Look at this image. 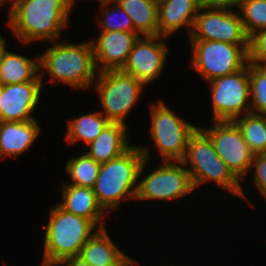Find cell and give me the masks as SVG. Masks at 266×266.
<instances>
[{
	"label": "cell",
	"instance_id": "obj_17",
	"mask_svg": "<svg viewBox=\"0 0 266 266\" xmlns=\"http://www.w3.org/2000/svg\"><path fill=\"white\" fill-rule=\"evenodd\" d=\"M78 256L90 266H132L138 263L123 253L111 241L105 228L97 229L94 232Z\"/></svg>",
	"mask_w": 266,
	"mask_h": 266
},
{
	"label": "cell",
	"instance_id": "obj_25",
	"mask_svg": "<svg viewBox=\"0 0 266 266\" xmlns=\"http://www.w3.org/2000/svg\"><path fill=\"white\" fill-rule=\"evenodd\" d=\"M100 163H97L93 158L89 157L86 153L79 155V157H72L66 163V171L72 182L67 184L94 188Z\"/></svg>",
	"mask_w": 266,
	"mask_h": 266
},
{
	"label": "cell",
	"instance_id": "obj_5",
	"mask_svg": "<svg viewBox=\"0 0 266 266\" xmlns=\"http://www.w3.org/2000/svg\"><path fill=\"white\" fill-rule=\"evenodd\" d=\"M96 227L89 219L76 216L59 205L50 210L46 226L43 261L59 263L78 256Z\"/></svg>",
	"mask_w": 266,
	"mask_h": 266
},
{
	"label": "cell",
	"instance_id": "obj_28",
	"mask_svg": "<svg viewBox=\"0 0 266 266\" xmlns=\"http://www.w3.org/2000/svg\"><path fill=\"white\" fill-rule=\"evenodd\" d=\"M100 1V7L104 8L110 4L116 5L115 8H111L112 10L104 12L102 15L105 16L103 21L100 22L102 28L101 31H128L132 33H138L135 28L134 24L132 22V19L130 16L124 11V9L118 5L115 4V1L112 0H99ZM117 14L120 15V21L114 20ZM116 15V16H115ZM112 16V17H111ZM115 16V17H114Z\"/></svg>",
	"mask_w": 266,
	"mask_h": 266
},
{
	"label": "cell",
	"instance_id": "obj_19",
	"mask_svg": "<svg viewBox=\"0 0 266 266\" xmlns=\"http://www.w3.org/2000/svg\"><path fill=\"white\" fill-rule=\"evenodd\" d=\"M63 203L58 204L62 209L89 219L97 229L104 228V210L99 205L92 188L64 183L62 188ZM99 222V224H97Z\"/></svg>",
	"mask_w": 266,
	"mask_h": 266
},
{
	"label": "cell",
	"instance_id": "obj_14",
	"mask_svg": "<svg viewBox=\"0 0 266 266\" xmlns=\"http://www.w3.org/2000/svg\"><path fill=\"white\" fill-rule=\"evenodd\" d=\"M42 74L34 81L2 85L0 121H31L42 89Z\"/></svg>",
	"mask_w": 266,
	"mask_h": 266
},
{
	"label": "cell",
	"instance_id": "obj_20",
	"mask_svg": "<svg viewBox=\"0 0 266 266\" xmlns=\"http://www.w3.org/2000/svg\"><path fill=\"white\" fill-rule=\"evenodd\" d=\"M127 129L128 126L124 124L110 122L98 137L88 144L90 149L86 154L100 164L121 156L133 146L127 141Z\"/></svg>",
	"mask_w": 266,
	"mask_h": 266
},
{
	"label": "cell",
	"instance_id": "obj_1",
	"mask_svg": "<svg viewBox=\"0 0 266 266\" xmlns=\"http://www.w3.org/2000/svg\"><path fill=\"white\" fill-rule=\"evenodd\" d=\"M75 0H22L9 9L6 24L24 43L59 38Z\"/></svg>",
	"mask_w": 266,
	"mask_h": 266
},
{
	"label": "cell",
	"instance_id": "obj_16",
	"mask_svg": "<svg viewBox=\"0 0 266 266\" xmlns=\"http://www.w3.org/2000/svg\"><path fill=\"white\" fill-rule=\"evenodd\" d=\"M200 7L199 0H158L159 35L168 37L186 26L191 36Z\"/></svg>",
	"mask_w": 266,
	"mask_h": 266
},
{
	"label": "cell",
	"instance_id": "obj_3",
	"mask_svg": "<svg viewBox=\"0 0 266 266\" xmlns=\"http://www.w3.org/2000/svg\"><path fill=\"white\" fill-rule=\"evenodd\" d=\"M39 67L40 72L41 67L49 72L50 81H62L75 89L90 88L98 75L91 41L80 44L55 41L39 55Z\"/></svg>",
	"mask_w": 266,
	"mask_h": 266
},
{
	"label": "cell",
	"instance_id": "obj_8",
	"mask_svg": "<svg viewBox=\"0 0 266 266\" xmlns=\"http://www.w3.org/2000/svg\"><path fill=\"white\" fill-rule=\"evenodd\" d=\"M151 135L163 161L181 162L188 140L198 127L174 114L162 100L151 105Z\"/></svg>",
	"mask_w": 266,
	"mask_h": 266
},
{
	"label": "cell",
	"instance_id": "obj_35",
	"mask_svg": "<svg viewBox=\"0 0 266 266\" xmlns=\"http://www.w3.org/2000/svg\"><path fill=\"white\" fill-rule=\"evenodd\" d=\"M8 1L12 2L11 7H10V9H11L14 5H16L17 3L21 2L22 0H8Z\"/></svg>",
	"mask_w": 266,
	"mask_h": 266
},
{
	"label": "cell",
	"instance_id": "obj_29",
	"mask_svg": "<svg viewBox=\"0 0 266 266\" xmlns=\"http://www.w3.org/2000/svg\"><path fill=\"white\" fill-rule=\"evenodd\" d=\"M248 60L250 63L266 66V29L250 36Z\"/></svg>",
	"mask_w": 266,
	"mask_h": 266
},
{
	"label": "cell",
	"instance_id": "obj_34",
	"mask_svg": "<svg viewBox=\"0 0 266 266\" xmlns=\"http://www.w3.org/2000/svg\"><path fill=\"white\" fill-rule=\"evenodd\" d=\"M42 265L41 266H59L58 263H53V262H46L42 260ZM6 266V265H5Z\"/></svg>",
	"mask_w": 266,
	"mask_h": 266
},
{
	"label": "cell",
	"instance_id": "obj_12",
	"mask_svg": "<svg viewBox=\"0 0 266 266\" xmlns=\"http://www.w3.org/2000/svg\"><path fill=\"white\" fill-rule=\"evenodd\" d=\"M240 15L227 9L200 7L190 40H214L249 45Z\"/></svg>",
	"mask_w": 266,
	"mask_h": 266
},
{
	"label": "cell",
	"instance_id": "obj_4",
	"mask_svg": "<svg viewBox=\"0 0 266 266\" xmlns=\"http://www.w3.org/2000/svg\"><path fill=\"white\" fill-rule=\"evenodd\" d=\"M189 165V176L194 187L202 185L209 180L214 181L224 190L232 192L243 200L245 196L240 180L228 168L226 163L218 156L210 138L201 130H197L190 136L186 153L181 161Z\"/></svg>",
	"mask_w": 266,
	"mask_h": 266
},
{
	"label": "cell",
	"instance_id": "obj_18",
	"mask_svg": "<svg viewBox=\"0 0 266 266\" xmlns=\"http://www.w3.org/2000/svg\"><path fill=\"white\" fill-rule=\"evenodd\" d=\"M40 127L36 120L0 121V158L17 157L38 138Z\"/></svg>",
	"mask_w": 266,
	"mask_h": 266
},
{
	"label": "cell",
	"instance_id": "obj_13",
	"mask_svg": "<svg viewBox=\"0 0 266 266\" xmlns=\"http://www.w3.org/2000/svg\"><path fill=\"white\" fill-rule=\"evenodd\" d=\"M160 38L167 37L141 35L134 43L121 71L134 76L145 86L157 79L165 67L168 52L166 44Z\"/></svg>",
	"mask_w": 266,
	"mask_h": 266
},
{
	"label": "cell",
	"instance_id": "obj_22",
	"mask_svg": "<svg viewBox=\"0 0 266 266\" xmlns=\"http://www.w3.org/2000/svg\"><path fill=\"white\" fill-rule=\"evenodd\" d=\"M130 16L143 36H158V0H114Z\"/></svg>",
	"mask_w": 266,
	"mask_h": 266
},
{
	"label": "cell",
	"instance_id": "obj_37",
	"mask_svg": "<svg viewBox=\"0 0 266 266\" xmlns=\"http://www.w3.org/2000/svg\"><path fill=\"white\" fill-rule=\"evenodd\" d=\"M5 2H8L7 0H0V5L5 4Z\"/></svg>",
	"mask_w": 266,
	"mask_h": 266
},
{
	"label": "cell",
	"instance_id": "obj_26",
	"mask_svg": "<svg viewBox=\"0 0 266 266\" xmlns=\"http://www.w3.org/2000/svg\"><path fill=\"white\" fill-rule=\"evenodd\" d=\"M251 113L266 115V66L249 62Z\"/></svg>",
	"mask_w": 266,
	"mask_h": 266
},
{
	"label": "cell",
	"instance_id": "obj_32",
	"mask_svg": "<svg viewBox=\"0 0 266 266\" xmlns=\"http://www.w3.org/2000/svg\"><path fill=\"white\" fill-rule=\"evenodd\" d=\"M59 266H90L85 260L79 256L69 257L60 261Z\"/></svg>",
	"mask_w": 266,
	"mask_h": 266
},
{
	"label": "cell",
	"instance_id": "obj_2",
	"mask_svg": "<svg viewBox=\"0 0 266 266\" xmlns=\"http://www.w3.org/2000/svg\"><path fill=\"white\" fill-rule=\"evenodd\" d=\"M149 156L147 147L133 145L121 156L100 165L93 190L103 210L117 209L122 199H135L137 181Z\"/></svg>",
	"mask_w": 266,
	"mask_h": 266
},
{
	"label": "cell",
	"instance_id": "obj_6",
	"mask_svg": "<svg viewBox=\"0 0 266 266\" xmlns=\"http://www.w3.org/2000/svg\"><path fill=\"white\" fill-rule=\"evenodd\" d=\"M191 42L190 66L207 82L236 73L249 63V45H235L214 40H191Z\"/></svg>",
	"mask_w": 266,
	"mask_h": 266
},
{
	"label": "cell",
	"instance_id": "obj_27",
	"mask_svg": "<svg viewBox=\"0 0 266 266\" xmlns=\"http://www.w3.org/2000/svg\"><path fill=\"white\" fill-rule=\"evenodd\" d=\"M240 18L245 31L250 37L254 33L266 29V0H241Z\"/></svg>",
	"mask_w": 266,
	"mask_h": 266
},
{
	"label": "cell",
	"instance_id": "obj_10",
	"mask_svg": "<svg viewBox=\"0 0 266 266\" xmlns=\"http://www.w3.org/2000/svg\"><path fill=\"white\" fill-rule=\"evenodd\" d=\"M162 164L138 181L135 199L176 200L194 190L186 170L188 166L178 161H164Z\"/></svg>",
	"mask_w": 266,
	"mask_h": 266
},
{
	"label": "cell",
	"instance_id": "obj_33",
	"mask_svg": "<svg viewBox=\"0 0 266 266\" xmlns=\"http://www.w3.org/2000/svg\"><path fill=\"white\" fill-rule=\"evenodd\" d=\"M1 67H2V36H0V85H2L1 77Z\"/></svg>",
	"mask_w": 266,
	"mask_h": 266
},
{
	"label": "cell",
	"instance_id": "obj_36",
	"mask_svg": "<svg viewBox=\"0 0 266 266\" xmlns=\"http://www.w3.org/2000/svg\"><path fill=\"white\" fill-rule=\"evenodd\" d=\"M1 98H2V85H0V102H1Z\"/></svg>",
	"mask_w": 266,
	"mask_h": 266
},
{
	"label": "cell",
	"instance_id": "obj_24",
	"mask_svg": "<svg viewBox=\"0 0 266 266\" xmlns=\"http://www.w3.org/2000/svg\"><path fill=\"white\" fill-rule=\"evenodd\" d=\"M234 122L253 154L266 153V115L249 113Z\"/></svg>",
	"mask_w": 266,
	"mask_h": 266
},
{
	"label": "cell",
	"instance_id": "obj_9",
	"mask_svg": "<svg viewBox=\"0 0 266 266\" xmlns=\"http://www.w3.org/2000/svg\"><path fill=\"white\" fill-rule=\"evenodd\" d=\"M208 83L211 87L215 121H234L241 114L251 113L249 63L236 73L224 75Z\"/></svg>",
	"mask_w": 266,
	"mask_h": 266
},
{
	"label": "cell",
	"instance_id": "obj_23",
	"mask_svg": "<svg viewBox=\"0 0 266 266\" xmlns=\"http://www.w3.org/2000/svg\"><path fill=\"white\" fill-rule=\"evenodd\" d=\"M68 122L66 140L70 144L79 140L87 144L91 143L110 123L100 111L75 117Z\"/></svg>",
	"mask_w": 266,
	"mask_h": 266
},
{
	"label": "cell",
	"instance_id": "obj_31",
	"mask_svg": "<svg viewBox=\"0 0 266 266\" xmlns=\"http://www.w3.org/2000/svg\"><path fill=\"white\" fill-rule=\"evenodd\" d=\"M200 6L211 9H227L239 7L241 0H199ZM234 6V7H233Z\"/></svg>",
	"mask_w": 266,
	"mask_h": 266
},
{
	"label": "cell",
	"instance_id": "obj_21",
	"mask_svg": "<svg viewBox=\"0 0 266 266\" xmlns=\"http://www.w3.org/2000/svg\"><path fill=\"white\" fill-rule=\"evenodd\" d=\"M39 70V56L32 60L8 51L2 37V85L34 81L40 75Z\"/></svg>",
	"mask_w": 266,
	"mask_h": 266
},
{
	"label": "cell",
	"instance_id": "obj_7",
	"mask_svg": "<svg viewBox=\"0 0 266 266\" xmlns=\"http://www.w3.org/2000/svg\"><path fill=\"white\" fill-rule=\"evenodd\" d=\"M97 76L95 91L103 108L100 112L110 122L126 125L124 119L142 95L145 84L121 70L102 71Z\"/></svg>",
	"mask_w": 266,
	"mask_h": 266
},
{
	"label": "cell",
	"instance_id": "obj_15",
	"mask_svg": "<svg viewBox=\"0 0 266 266\" xmlns=\"http://www.w3.org/2000/svg\"><path fill=\"white\" fill-rule=\"evenodd\" d=\"M139 37L128 31H101L95 42L91 40L98 73L121 70Z\"/></svg>",
	"mask_w": 266,
	"mask_h": 266
},
{
	"label": "cell",
	"instance_id": "obj_30",
	"mask_svg": "<svg viewBox=\"0 0 266 266\" xmlns=\"http://www.w3.org/2000/svg\"><path fill=\"white\" fill-rule=\"evenodd\" d=\"M251 167L254 168L253 181L266 199V153L254 154Z\"/></svg>",
	"mask_w": 266,
	"mask_h": 266
},
{
	"label": "cell",
	"instance_id": "obj_11",
	"mask_svg": "<svg viewBox=\"0 0 266 266\" xmlns=\"http://www.w3.org/2000/svg\"><path fill=\"white\" fill-rule=\"evenodd\" d=\"M214 126L201 129L212 141L218 156L240 180L252 169L253 153L234 121H215Z\"/></svg>",
	"mask_w": 266,
	"mask_h": 266
}]
</instances>
